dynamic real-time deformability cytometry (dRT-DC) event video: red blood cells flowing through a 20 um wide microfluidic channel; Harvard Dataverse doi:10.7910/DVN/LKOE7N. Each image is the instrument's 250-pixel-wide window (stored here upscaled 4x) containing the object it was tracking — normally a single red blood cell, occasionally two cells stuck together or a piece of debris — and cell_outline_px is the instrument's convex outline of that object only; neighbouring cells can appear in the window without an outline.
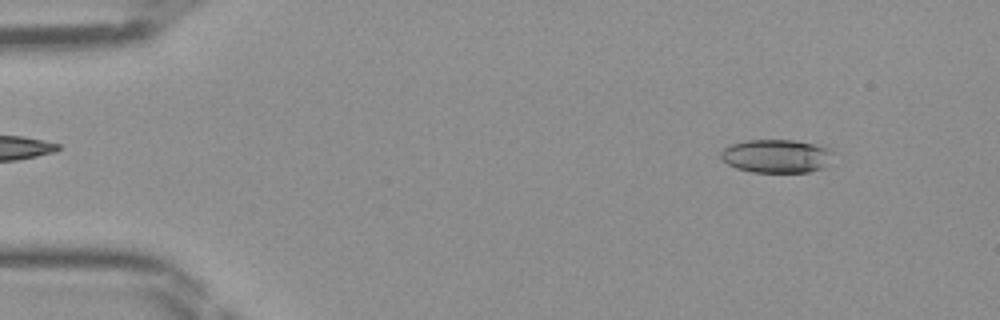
{"species": "Egyptian fruit bat (a non-hibernating species)", "species_latin": "Rousettus aegyptiacus", "temperature_condition": "room temperature", "stored_images_in_passage": 46, "camera_frame_rate_fps": 3000, "um_per_image_px": 0.085, "frame": {"image": 1, "passage_image": 5, "time_ms": 1.333, "image_size_px": [1000, 320], "cell_outline_px": [[832, 152], [820, 168], [808, 172], [752, 172], [736, 168], [728, 164], [720, 156], [720, 152], [724, 148], [732, 144], [744, 140], [792, 140], [816, 144], [832, 148]], "centroid_in_image_um": [65.94, 13.25], "position_along_channel_um": 19.1, "area_um2": 21.56}}
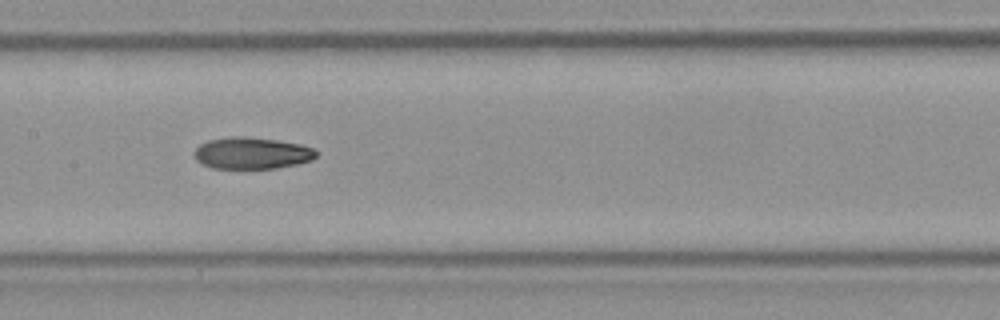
{"frame": {"image": 2, "passage_image": 23, "time_ms": 7.333, "image_size_px": [1000, 320], "cell_outline_px": [[320, 152], [312, 160], [296, 164], [276, 168], [212, 168], [196, 160], [196, 148], [200, 144], [208, 140], [232, 136], [244, 136], [276, 140], [300, 144], [312, 148]], "centroid_in_image_um": [21.44, 13.01], "position_along_channel_um": 186.0, "area_um2": 22.37}}
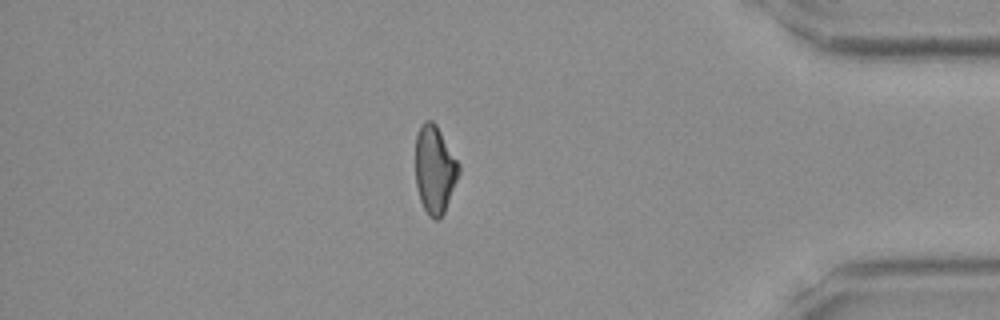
{"frame": {"image": 3, "passage_image": 40, "time_ms": 13.0, "image_size_px": [1000, 320], "cell_outline_px": [[460, 172], [444, 212], [436, 220], [428, 216], [420, 200], [416, 184], [416, 136], [420, 124], [424, 120], [432, 120], [436, 124], [460, 164]], "centroid_in_image_um": [36.95, 14.38], "position_along_channel_um": 398.3, "area_um2": 22.14}}